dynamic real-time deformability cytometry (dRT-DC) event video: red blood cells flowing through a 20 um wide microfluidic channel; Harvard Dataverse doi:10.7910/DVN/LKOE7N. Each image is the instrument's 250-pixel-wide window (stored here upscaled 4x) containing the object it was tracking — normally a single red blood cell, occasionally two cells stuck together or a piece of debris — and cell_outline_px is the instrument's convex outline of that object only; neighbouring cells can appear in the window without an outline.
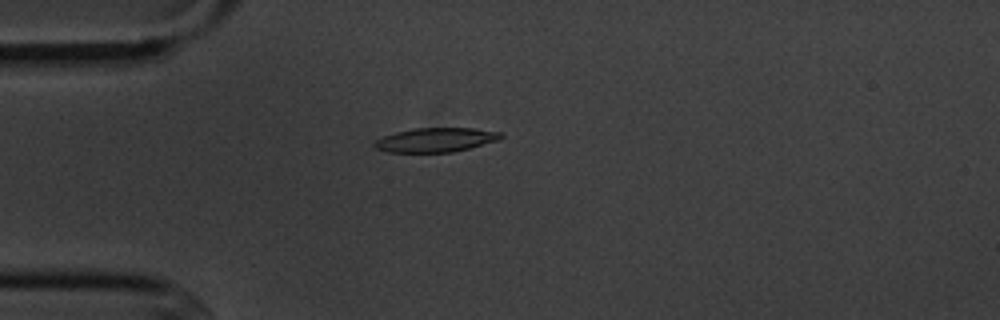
{"species": "common noctule bat (a hibernating species)", "species_latin": "Nyctalus noctula", "temperature_condition": "cold", "stored_images_in_passage": 4, "camera_frame_rate_fps": 3000, "um_per_image_px": 0.085, "animal": {"sex": "male", "body_mass_g": 20.1, "forearm_length_mm": 53.5}, "frame": {"image": 1, "passage_image": 1, "time_ms": 0.0, "image_size_px": [1000, 320], "cell_outline_px": [[504, 136], [500, 140], [452, 152], [388, 152], [376, 148], [372, 144], [376, 140], [384, 136], [396, 132], [416, 128], [472, 128], [504, 132]], "centroid_in_image_um": [37.08, 11.88], "position_along_channel_um": 47.9, "area_um2": 17.8}}
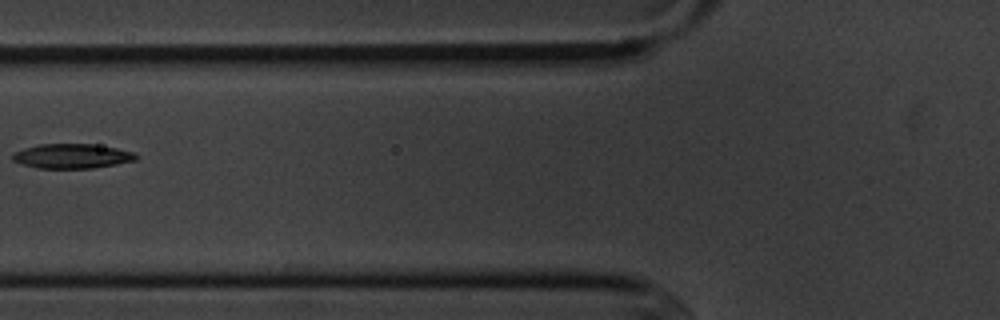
{"frame": {"image": 2, "passage_image": 3, "time_ms": 2.333, "image_size_px": [1000, 320], "cell_outline_px": [[136, 160], [116, 164], [92, 168], [36, 168], [12, 160], [12, 152], [24, 148], [40, 144], [92, 144], [116, 148], [132, 152], [136, 156]], "centroid_in_image_um": [6.07, 13.27], "position_along_channel_um": 119.7, "area_um2": 17.51}}
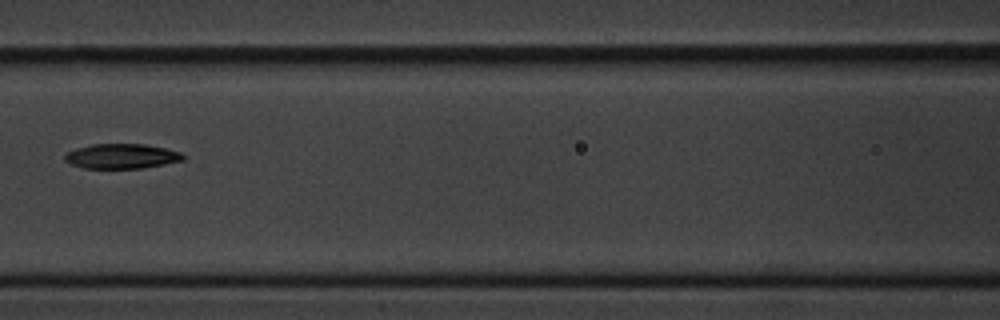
{"frame": {"image": 3, "passage_image": 4, "time_ms": 3.333, "image_size_px": [1000, 320], "cell_outline_px": [[184, 160], [164, 164], [140, 168], [84, 168], [72, 164], [64, 160], [64, 156], [68, 152], [76, 148], [92, 144], [144, 144], [164, 148], [180, 152], [184, 156]], "centroid_in_image_um": [10.32, 13.27], "position_along_channel_um": 156.3, "area_um2": 16.94}}